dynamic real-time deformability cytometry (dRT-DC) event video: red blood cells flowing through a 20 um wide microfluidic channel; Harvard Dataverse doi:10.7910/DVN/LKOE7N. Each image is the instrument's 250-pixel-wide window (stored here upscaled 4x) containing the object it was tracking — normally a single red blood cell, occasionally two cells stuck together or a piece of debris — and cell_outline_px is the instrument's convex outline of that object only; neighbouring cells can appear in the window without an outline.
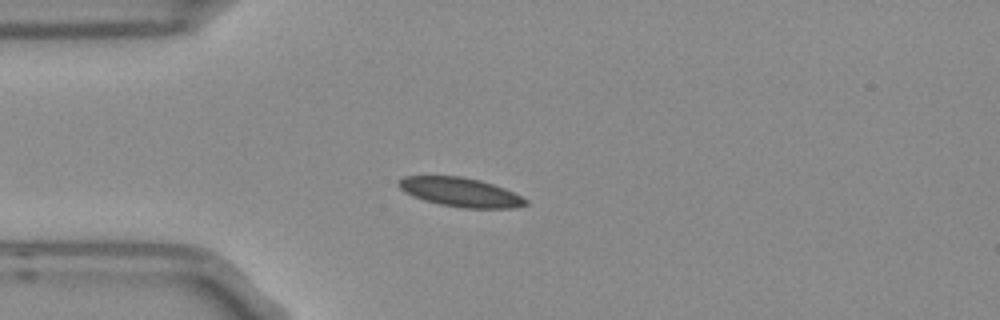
{"species": "Egyptian fruit bat (a non-hibernating species)", "species_latin": "Rousettus aegyptiacus", "temperature_condition": "room temperature", "stored_images_in_passage": 6, "camera_frame_rate_fps": 3000, "um_per_image_px": 0.085, "frame": {"image": 1, "passage_image": 3, "time_ms": 0.667, "image_size_px": [1000, 320], "cell_outline_px": [[528, 204], [516, 208], [460, 208], [440, 204], [424, 200], [412, 196], [404, 192], [396, 184], [404, 176], [460, 176], [480, 180], [504, 188], [528, 200]], "centroid_in_image_um": [39.13, 16.34], "position_along_channel_um": 45.9, "area_um2": 21.5}}
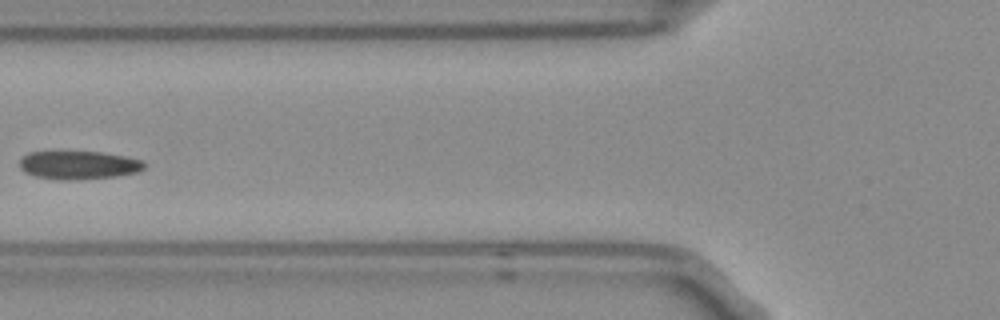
{"frame": {"image": 2, "passage_image": 5, "time_ms": 1.333, "image_size_px": [1000, 320], "cell_outline_px": [[144, 168], [136, 172], [116, 176], [68, 180], [60, 180], [36, 176], [24, 172], [20, 168], [20, 160], [28, 152], [100, 152], [124, 156], [144, 160]], "centroid_in_image_um": [6.67, 14.03], "position_along_channel_um": 119.1, "area_um2": 20.35}}